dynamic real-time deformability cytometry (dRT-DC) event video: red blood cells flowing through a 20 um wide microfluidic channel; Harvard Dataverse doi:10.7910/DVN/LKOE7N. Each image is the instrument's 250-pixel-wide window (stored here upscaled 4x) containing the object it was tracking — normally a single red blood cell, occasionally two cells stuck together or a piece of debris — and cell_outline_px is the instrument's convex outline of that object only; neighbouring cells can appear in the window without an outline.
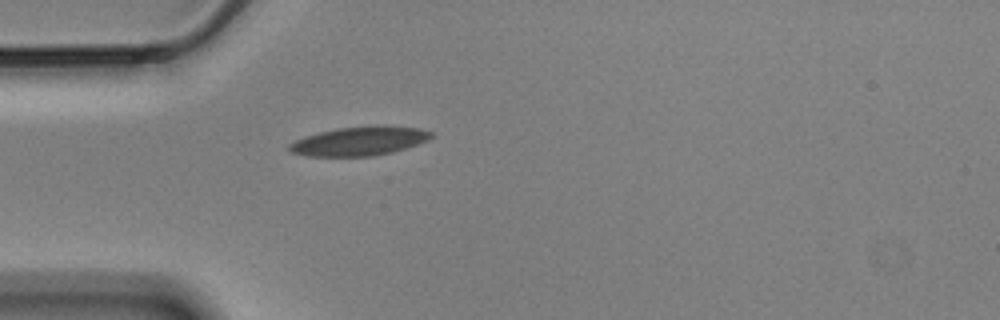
{"species": "Egyptian fruit bat (a non-hibernating species)", "species_latin": "Rousettus aegyptiacus", "temperature_condition": "cold", "stored_images_in_passage": 38, "camera_frame_rate_fps": 3000, "um_per_image_px": 0.085, "animal": {"sex": "male"}, "frame": {"image": 1, "passage_image": 1, "time_ms": 0.0, "image_size_px": [1000, 320], "cell_outline_px": [[432, 136], [428, 140], [392, 152], [372, 156], [308, 156], [292, 152], [288, 148], [288, 144], [304, 136], [320, 132], [340, 128], [376, 124], [384, 124], [420, 128], [432, 132]], "centroid_in_image_um": [30.57, 11.97], "position_along_channel_um": 54.4, "area_um2": 24.04}}
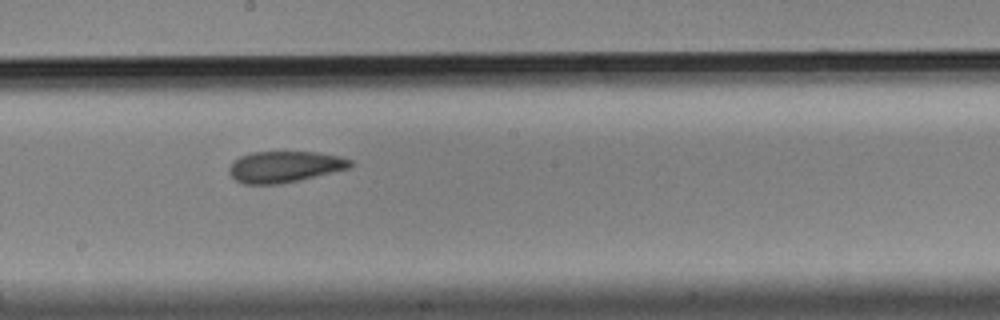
{"frame": {"image": 2, "passage_image": 16, "time_ms": 5.0, "image_size_px": [1000, 320], "cell_outline_px": [[352, 168], [300, 180], [280, 184], [244, 184], [236, 180], [228, 172], [228, 168], [232, 160], [240, 156], [252, 152], [316, 152], [340, 156], [352, 160]], "centroid_in_image_um": [24.2, 14.17], "position_along_channel_um": 224.0, "area_um2": 22.31}}
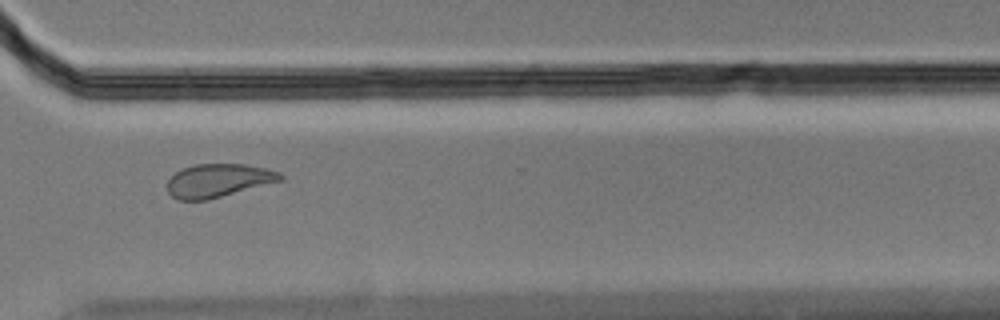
{"frame": {"image": 3, "passage_image": 27, "time_ms": 8.667, "image_size_px": [1000, 320], "cell_outline_px": [[284, 180], [208, 200], [176, 200], [168, 192], [168, 180], [176, 172], [184, 168], [196, 164], [244, 164], [268, 168], [280, 172], [284, 176]], "centroid_in_image_um": [18.6, 15.35], "position_along_channel_um": 352.0, "area_um2": 22.08}, "authors_computed_cell_mechanics": {"area_um2": 23.0333, "velocity_mm_per_s": 3.5008, "shape_relaxation_time_tau1_ms": 7.3341, "shape_relaxation_time_tau2_ms": 4.2874, "deformation_change_tau1": 0.158, "deformation_change_tau2": 0.1073}}